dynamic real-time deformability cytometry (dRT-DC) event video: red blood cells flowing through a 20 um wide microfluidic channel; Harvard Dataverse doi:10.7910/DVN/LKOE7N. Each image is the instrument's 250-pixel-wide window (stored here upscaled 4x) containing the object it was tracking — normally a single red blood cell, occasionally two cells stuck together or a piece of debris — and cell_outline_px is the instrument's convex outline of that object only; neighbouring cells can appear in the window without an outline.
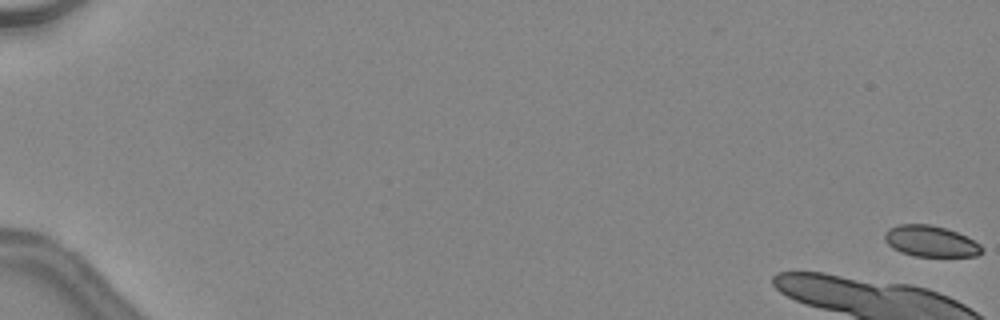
{"species": "common noctule bat (a hibernating species)", "species_latin": "Nyctalus noctula", "temperature_condition": "warm", "stored_images_in_passage": 17, "camera_frame_rate_fps": 3000, "um_per_image_px": 0.085, "animal": {"sex": "female", "body_mass_g": 24.6, "forearm_length_mm": 56.2}, "frame": {"image": 1, "passage_image": 1, "time_ms": 0.0, "image_size_px": [1000, 320], "cell_outline_px": [[984, 252], [976, 256], [916, 256], [900, 252], [892, 248], [884, 240], [884, 232], [888, 228], [900, 224], [932, 224], [956, 232], [980, 244], [984, 248]], "centroid_in_image_um": [79.08, 20.5], "position_along_channel_um": 5.9, "area_um2": 17.63}}